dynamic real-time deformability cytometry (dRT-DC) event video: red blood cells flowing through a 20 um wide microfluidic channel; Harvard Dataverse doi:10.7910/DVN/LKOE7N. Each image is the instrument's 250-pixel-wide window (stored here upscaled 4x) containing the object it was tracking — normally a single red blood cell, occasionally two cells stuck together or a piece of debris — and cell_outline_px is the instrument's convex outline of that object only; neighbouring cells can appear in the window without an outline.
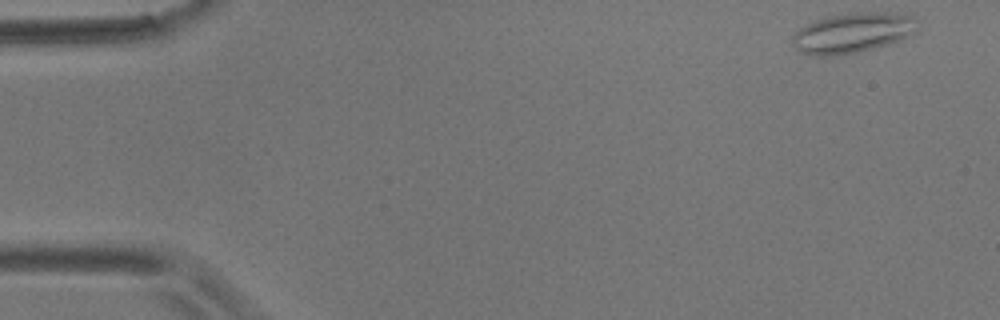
{"species": "common noctule bat (a hibernating species)", "species_latin": "Nyctalus noctula", "temperature_condition": "room temperature", "stored_images_in_passage": 5, "camera_frame_rate_fps": 3000, "um_per_image_px": 0.085, "animal": {"sex": "male", "body_mass_g": 17.9}, "frame": {"image": 1, "passage_image": 1, "time_ms": 0.0, "image_size_px": [1000, 320], "cell_outline_px": [[920, 28], [916, 32], [908, 36], [888, 44], [856, 52], [832, 56], [812, 56], [800, 52], [792, 44], [792, 36], [800, 28], [816, 20], [828, 16], [860, 12], [904, 12], [912, 16], [916, 20]], "centroid_in_image_um": [72.51, 2.78], "position_along_channel_um": 12.5, "area_um2": 29.36}}